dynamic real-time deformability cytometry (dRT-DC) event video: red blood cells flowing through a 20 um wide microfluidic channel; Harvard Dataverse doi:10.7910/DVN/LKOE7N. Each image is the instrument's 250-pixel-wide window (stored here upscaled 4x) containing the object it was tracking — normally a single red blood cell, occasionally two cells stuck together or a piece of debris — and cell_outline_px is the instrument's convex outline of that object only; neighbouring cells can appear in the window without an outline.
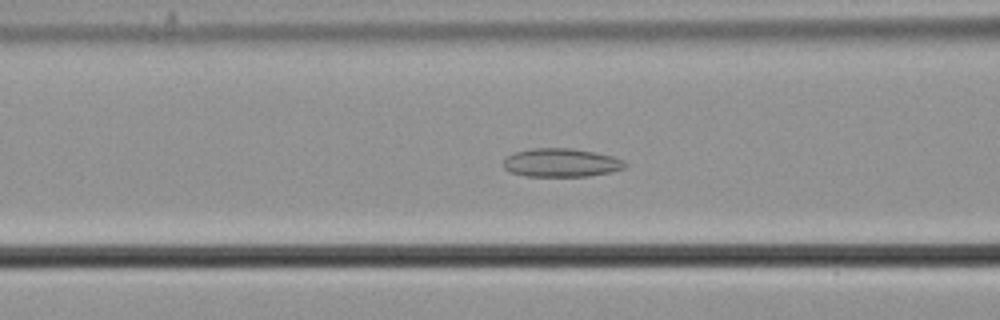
{"species": "common noctule bat (a hibernating species)", "species_latin": "Nyctalus noctula", "temperature_condition": "cold", "stored_images_in_passage": 49, "camera_frame_rate_fps": 3000, "um_per_image_px": 0.085, "animal": {"sex": "male", "body_mass_g": 21.5, "forearm_length_mm": 52.0}, "frame": {"image": 1, "passage_image": 16, "time_ms": 5.0, "image_size_px": [1000, 320], "cell_outline_px": [[628, 164], [624, 168], [612, 172], [588, 176], [524, 176], [512, 172], [504, 168], [504, 160], [508, 156], [516, 152], [532, 148], [572, 148], [612, 156], [624, 160]], "centroid_in_image_um": [47.73, 13.83], "position_along_channel_um": 118.9, "area_um2": 20.11}}
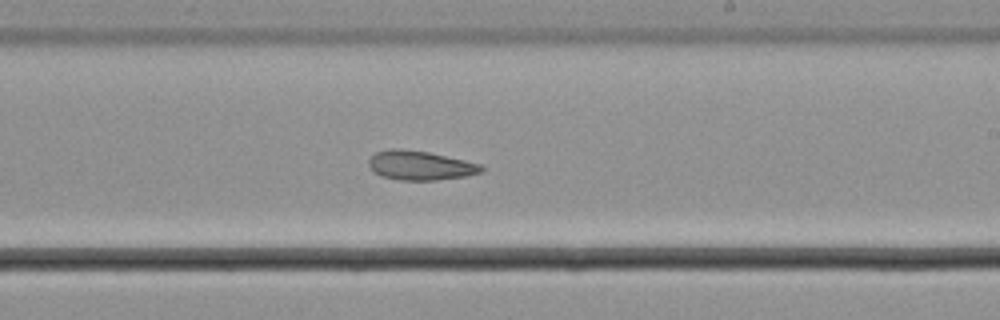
{"frame": {"image": 2, "passage_image": 27, "time_ms": 8.667, "image_size_px": [1000, 320], "cell_outline_px": [[484, 172], [464, 176], [436, 180], [400, 180], [380, 176], [372, 172], [368, 164], [368, 160], [376, 152], [392, 148], [400, 148], [428, 152], [464, 160], [480, 164], [484, 168]], "centroid_in_image_um": [35.68, 14.06], "position_along_channel_um": 253.3, "area_um2": 19.25}}
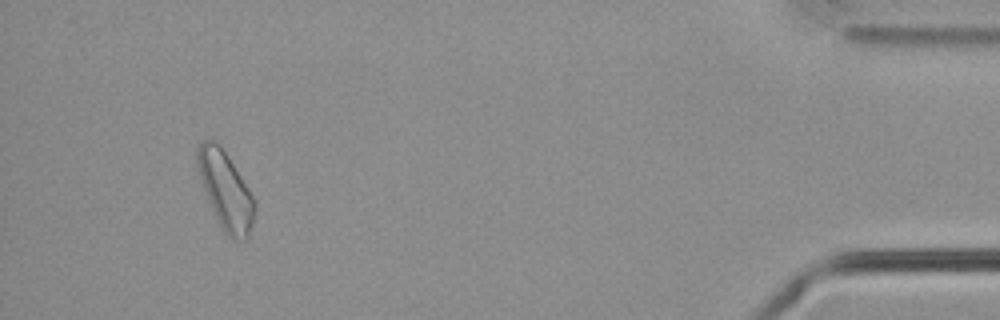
{"frame": {"image": 3, "passage_image": 46, "time_ms": 15.0, "image_size_px": [1000, 320], "cell_outline_px": [[252, 224], [248, 236], [244, 240], [232, 240], [224, 232], [212, 208], [200, 180], [196, 164], [196, 148], [204, 140], [212, 140], [224, 152], [240, 176], [252, 196]], "centroid_in_image_um": [19.11, 16.2], "position_along_channel_um": 416.1, "area_um2": 24.68}, "authors_computed_cell_mechanics": {"area_um2": 20.6346, "velocity_mm_per_s": 3.6715, "shape_relaxation_time_tau1_ms": null, "shape_relaxation_time_tau2_ms": 6.1968, "deformation_change_tau1": null, "deformation_change_tau2": 0.1119}}